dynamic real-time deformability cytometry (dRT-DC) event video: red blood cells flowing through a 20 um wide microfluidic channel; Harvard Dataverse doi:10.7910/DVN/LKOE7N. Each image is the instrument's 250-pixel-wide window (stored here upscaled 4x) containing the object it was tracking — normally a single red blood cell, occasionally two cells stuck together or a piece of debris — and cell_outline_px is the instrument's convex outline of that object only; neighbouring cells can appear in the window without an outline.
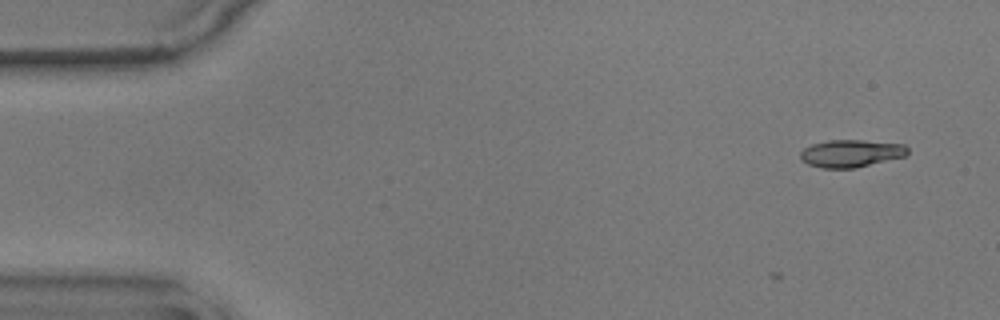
{"species": "common noctule bat (a hibernating species)", "species_latin": "Nyctalus noctula", "temperature_condition": "warm", "stored_images_in_passage": 2, "camera_frame_rate_fps": 3000, "um_per_image_px": 0.085, "animal": {"sex": "male", "body_mass_g": 17.9}, "frame": {"image": 1, "passage_image": 2, "time_ms": 0.333, "image_size_px": [1000, 320], "cell_outline_px": [[908, 152], [904, 156], [856, 168], [820, 168], [808, 164], [800, 160], [800, 152], [804, 148], [812, 144], [828, 140], [864, 140], [904, 144], [908, 148]], "centroid_in_image_um": [72.31, 13.04], "position_along_channel_um": 12.7, "area_um2": 17.22}}